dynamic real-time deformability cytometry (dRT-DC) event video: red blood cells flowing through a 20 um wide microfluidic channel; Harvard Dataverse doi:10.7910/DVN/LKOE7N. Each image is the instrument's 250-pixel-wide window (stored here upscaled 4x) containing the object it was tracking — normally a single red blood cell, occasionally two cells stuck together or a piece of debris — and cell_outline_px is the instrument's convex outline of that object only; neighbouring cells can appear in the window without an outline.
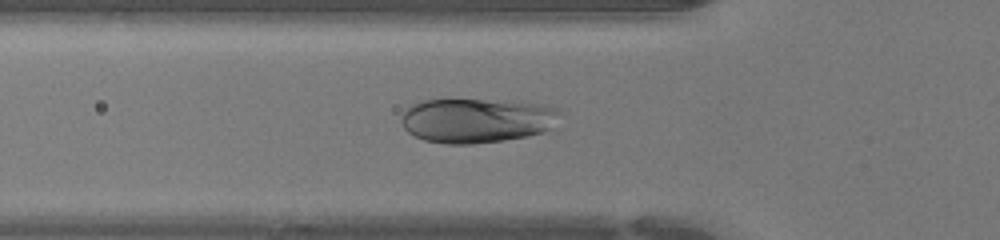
{"species": "human", "species_latin": "Homo sapiens", "temperature_condition": "warm", "stored_images_in_passage": 33, "camera_frame_rate_fps": 3000, "um_per_image_px": 0.085, "donor": {"sex": "female"}, "frame": {"image": 1, "passage_image": 2, "time_ms": 0.333, "image_size_px": [1000, 240], "cell_outline_px": [[560, 112], [548, 128], [544, 132], [528, 136], [504, 140], [472, 144], [444, 144], [424, 140], [408, 132], [404, 128], [400, 120], [400, 116], [404, 108], [420, 100], [508, 100], [544, 104], [560, 108]], "centroid_in_image_um": [40.47, 10.22], "position_along_channel_um": 85.3, "area_um2": 41.5}}
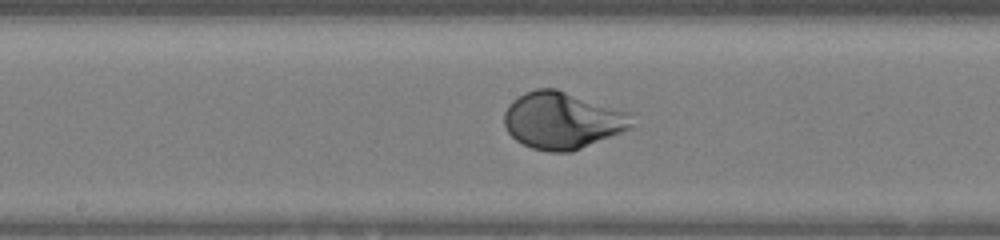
{"frame": {"image": 2, "passage_image": 10, "time_ms": 3.0, "image_size_px": [1000, 240], "cell_outline_px": [[632, 124], [628, 128], [620, 132], [572, 152], [548, 152], [532, 148], [516, 140], [508, 132], [504, 124], [504, 112], [508, 104], [512, 100], [524, 92], [536, 88], [556, 88], [628, 112]], "centroid_in_image_um": [47.72, 10.23], "position_along_channel_um": 200.5, "area_um2": 41.96}}
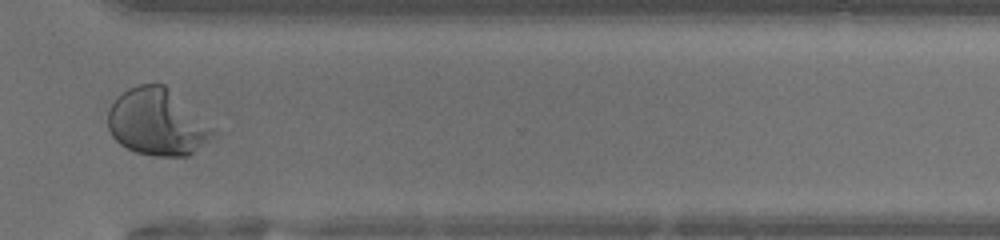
{"frame": {"image": 3, "passage_image": 21, "time_ms": 6.667, "image_size_px": [1000, 240], "cell_outline_px": [[216, 132], [208, 140], [188, 156], [152, 156], [136, 152], [120, 144], [112, 136], [108, 128], [108, 108], [116, 96], [128, 88], [140, 84], [164, 84], [212, 128]], "centroid_in_image_um": [13.28, 10.39], "position_along_channel_um": 357.3, "area_um2": 40.23}}